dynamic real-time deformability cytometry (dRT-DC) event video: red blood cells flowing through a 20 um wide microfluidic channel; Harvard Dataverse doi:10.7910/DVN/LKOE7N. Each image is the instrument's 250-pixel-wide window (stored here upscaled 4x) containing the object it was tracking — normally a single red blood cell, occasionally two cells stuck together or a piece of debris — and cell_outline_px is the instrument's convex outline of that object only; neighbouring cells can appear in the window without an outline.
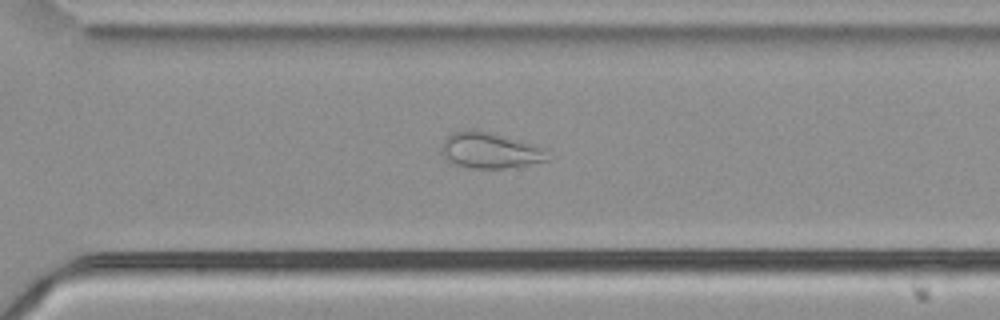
{"species": "common noctule bat (a hibernating species)", "species_latin": "Nyctalus noctula", "temperature_condition": "cold", "stored_images_in_passage": 55, "camera_frame_rate_fps": 3000, "um_per_image_px": 0.085, "animal": {"sex": "male", "body_mass_g": 21.5, "forearm_length_mm": 52.0}, "frame": {"image": 1, "passage_image": 39, "time_ms": 12.667, "image_size_px": [1000, 320], "cell_outline_px": [[552, 156], [548, 160], [528, 164], [504, 168], [468, 168], [452, 164], [448, 160], [440, 144], [452, 132], [464, 128], [476, 128], [544, 148]], "centroid_in_image_um": [41.62, 12.77], "position_along_channel_um": 329.0, "area_um2": 22.2}}
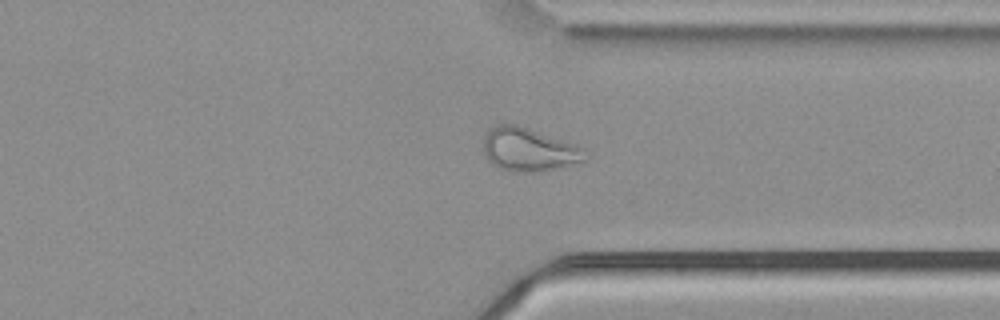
{"frame": {"image": 2, "passage_image": 42, "time_ms": 13.667, "image_size_px": [1000, 320], "cell_outline_px": [[584, 160], [536, 172], [512, 172], [500, 168], [492, 164], [484, 156], [484, 136], [496, 124], [516, 124], [576, 144], [580, 148]], "centroid_in_image_um": [44.84, 12.7], "position_along_channel_um": 366.6, "area_um2": 25.03}}
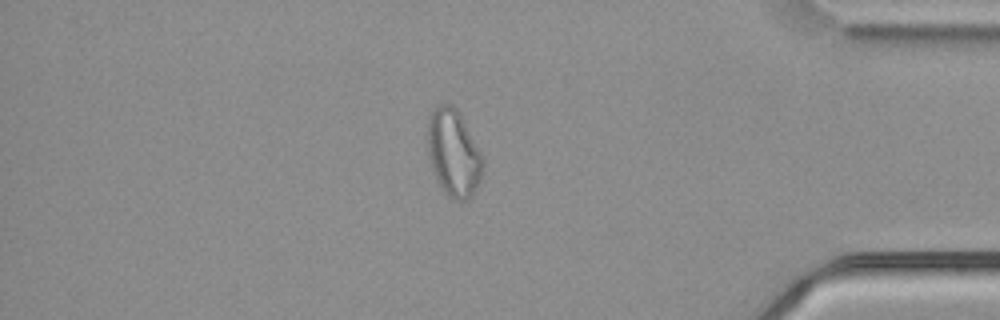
{"frame": {"image": 3, "passage_image": 47, "time_ms": 15.333, "image_size_px": [1000, 320], "cell_outline_px": [[484, 164], [480, 180], [472, 192], [464, 200], [452, 200], [444, 192], [436, 180], [432, 172], [428, 156], [428, 120], [432, 112], [440, 104], [452, 104], [460, 112], [484, 160]], "centroid_in_image_um": [38.53, 13.0], "position_along_channel_um": 396.7, "area_um2": 27.86}, "authors_computed_cell_mechanics": {"area_um2": 27.8596, "velocity_mm_per_s": 3.744, "shape_relaxation_time_tau1_ms": null, "shape_relaxation_time_tau2_ms": 2.1445, "deformation_change_tau1": null, "deformation_change_tau2": 0.0857}}